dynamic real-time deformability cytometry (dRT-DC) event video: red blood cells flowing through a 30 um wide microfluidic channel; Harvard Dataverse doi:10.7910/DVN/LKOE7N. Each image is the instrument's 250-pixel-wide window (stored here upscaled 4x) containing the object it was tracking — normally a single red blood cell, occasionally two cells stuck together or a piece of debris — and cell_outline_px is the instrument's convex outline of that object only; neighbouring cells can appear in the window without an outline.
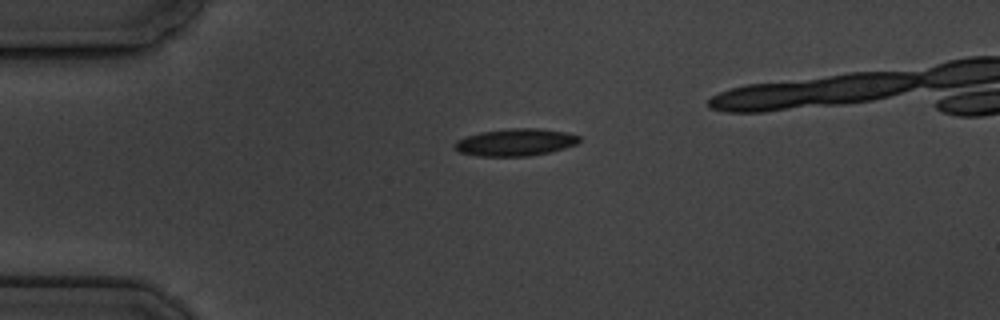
{"species": "common noctule bat (a hibernating species)", "species_latin": "Nyctalus noctula", "temperature_condition": "cold", "stored_images_in_passage": 3, "camera_frame_rate_fps": 3000, "um_per_image_px": 0.085, "animal": {"sex": "male", "body_mass_g": 19.5, "forearm_length_mm": 54.6}, "frame": {"image": 1, "passage_image": 1, "time_ms": 0.0, "image_size_px": [1000, 320], "cell_outline_px": [[580, 140], [576, 144], [552, 152], [528, 156], [476, 156], [460, 152], [452, 148], [452, 144], [456, 140], [464, 136], [480, 132], [512, 128], [540, 128], [564, 132], [580, 136]], "centroid_in_image_um": [43.76, 12.1], "position_along_channel_um": 41.2, "area_um2": 20.0}}